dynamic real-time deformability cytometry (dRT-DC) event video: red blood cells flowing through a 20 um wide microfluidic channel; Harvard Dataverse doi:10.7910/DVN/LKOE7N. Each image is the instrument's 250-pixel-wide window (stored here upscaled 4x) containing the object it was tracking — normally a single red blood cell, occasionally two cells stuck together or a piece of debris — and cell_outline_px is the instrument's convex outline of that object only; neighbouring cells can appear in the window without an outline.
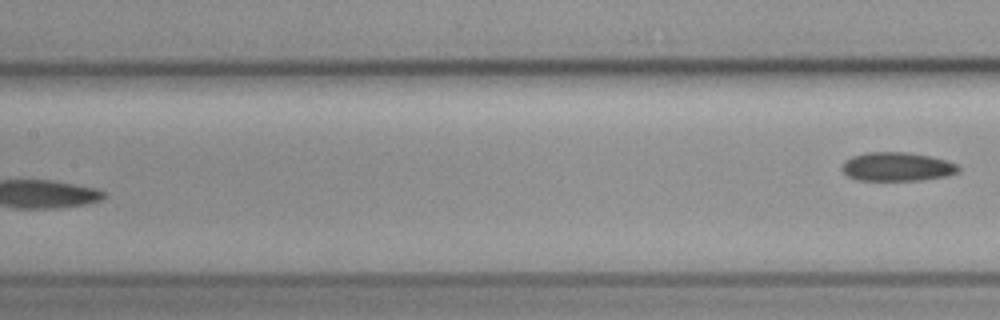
{"species": "common noctule bat (a hibernating species)", "species_latin": "Nyctalus noctula", "temperature_condition": "cold", "stored_images_in_passage": 7, "segment_of_instrument_passage": [2, 2], "camera_frame_rate_fps": 3000, "um_per_image_px": 0.085, "animal": {"sex": "female", "body_mass_g": 19.3, "forearm_length_mm": 54.1}, "frame": {"image": 1, "passage_image": 7, "time_ms": 8.0, "image_size_px": [1000, 320], "cell_outline_px": [[960, 168], [956, 172], [944, 176], [920, 180], [856, 180], [848, 176], [844, 172], [844, 160], [852, 156], [864, 152], [908, 152], [928, 156], [944, 160], [956, 164]], "centroid_in_image_um": [76.21, 14.16], "position_along_channel_um": 131.2, "area_um2": 19.25}}